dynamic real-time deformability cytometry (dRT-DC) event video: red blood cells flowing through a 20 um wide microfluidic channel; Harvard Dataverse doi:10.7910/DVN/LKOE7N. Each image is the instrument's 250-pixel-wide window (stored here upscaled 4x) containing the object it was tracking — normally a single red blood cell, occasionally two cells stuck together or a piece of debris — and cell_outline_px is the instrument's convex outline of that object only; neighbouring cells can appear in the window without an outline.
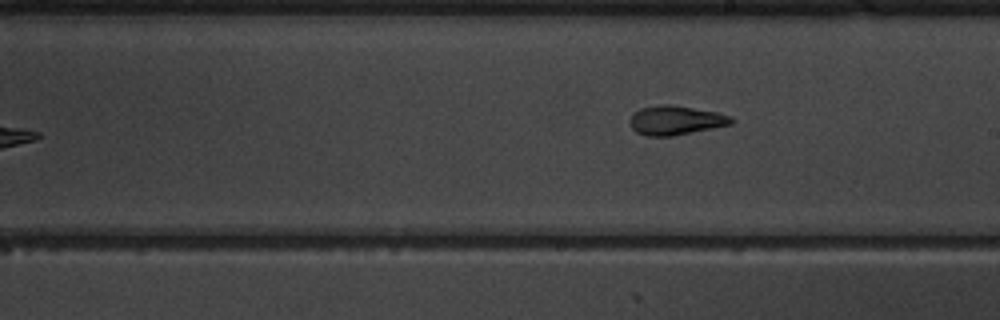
{"species": "common noctule bat (a hibernating species)", "species_latin": "Nyctalus noctula", "temperature_condition": "warm", "stored_images_in_passage": 10, "camera_frame_rate_fps": 3000, "um_per_image_px": 0.085, "animal": {"sex": "male", "body_mass_g": 19.5, "forearm_length_mm": 54.6}, "frame": {"image": 1, "passage_image": 10, "time_ms": 10.667, "image_size_px": [1000, 320], "cell_outline_px": [[736, 120], [732, 124], [672, 136], [644, 136], [636, 132], [632, 128], [628, 120], [632, 112], [640, 108], [660, 104], [672, 104], [720, 112], [732, 116]], "centroid_in_image_um": [57.43, 10.21], "position_along_channel_um": 231.6, "area_um2": 17.69}}